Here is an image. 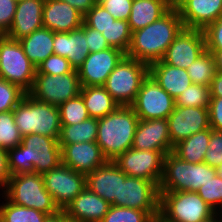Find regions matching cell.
Masks as SVG:
<instances>
[{
    "mask_svg": "<svg viewBox=\"0 0 222 222\" xmlns=\"http://www.w3.org/2000/svg\"><path fill=\"white\" fill-rule=\"evenodd\" d=\"M203 31L206 49H222V14Z\"/></svg>",
    "mask_w": 222,
    "mask_h": 222,
    "instance_id": "cell-45",
    "label": "cell"
},
{
    "mask_svg": "<svg viewBox=\"0 0 222 222\" xmlns=\"http://www.w3.org/2000/svg\"><path fill=\"white\" fill-rule=\"evenodd\" d=\"M148 74L149 65L125 55L103 87L120 106H131Z\"/></svg>",
    "mask_w": 222,
    "mask_h": 222,
    "instance_id": "cell-7",
    "label": "cell"
},
{
    "mask_svg": "<svg viewBox=\"0 0 222 222\" xmlns=\"http://www.w3.org/2000/svg\"><path fill=\"white\" fill-rule=\"evenodd\" d=\"M138 122L139 118L131 106H119L98 119L96 143L108 161H114L132 148Z\"/></svg>",
    "mask_w": 222,
    "mask_h": 222,
    "instance_id": "cell-3",
    "label": "cell"
},
{
    "mask_svg": "<svg viewBox=\"0 0 222 222\" xmlns=\"http://www.w3.org/2000/svg\"><path fill=\"white\" fill-rule=\"evenodd\" d=\"M167 121L173 147L193 134L210 128L208 108L175 106Z\"/></svg>",
    "mask_w": 222,
    "mask_h": 222,
    "instance_id": "cell-16",
    "label": "cell"
},
{
    "mask_svg": "<svg viewBox=\"0 0 222 222\" xmlns=\"http://www.w3.org/2000/svg\"><path fill=\"white\" fill-rule=\"evenodd\" d=\"M83 15L70 4L61 0H45L43 27L53 32H71L83 24Z\"/></svg>",
    "mask_w": 222,
    "mask_h": 222,
    "instance_id": "cell-23",
    "label": "cell"
},
{
    "mask_svg": "<svg viewBox=\"0 0 222 222\" xmlns=\"http://www.w3.org/2000/svg\"><path fill=\"white\" fill-rule=\"evenodd\" d=\"M7 160L11 176L42 175L61 163V147L57 138L30 134L22 137L21 144L7 151Z\"/></svg>",
    "mask_w": 222,
    "mask_h": 222,
    "instance_id": "cell-2",
    "label": "cell"
},
{
    "mask_svg": "<svg viewBox=\"0 0 222 222\" xmlns=\"http://www.w3.org/2000/svg\"><path fill=\"white\" fill-rule=\"evenodd\" d=\"M208 110L210 128L222 131V97H211Z\"/></svg>",
    "mask_w": 222,
    "mask_h": 222,
    "instance_id": "cell-48",
    "label": "cell"
},
{
    "mask_svg": "<svg viewBox=\"0 0 222 222\" xmlns=\"http://www.w3.org/2000/svg\"><path fill=\"white\" fill-rule=\"evenodd\" d=\"M151 222H168V221H166L162 216L158 214L152 217Z\"/></svg>",
    "mask_w": 222,
    "mask_h": 222,
    "instance_id": "cell-56",
    "label": "cell"
},
{
    "mask_svg": "<svg viewBox=\"0 0 222 222\" xmlns=\"http://www.w3.org/2000/svg\"><path fill=\"white\" fill-rule=\"evenodd\" d=\"M98 119L88 118L74 125H61L59 145L81 142H96Z\"/></svg>",
    "mask_w": 222,
    "mask_h": 222,
    "instance_id": "cell-31",
    "label": "cell"
},
{
    "mask_svg": "<svg viewBox=\"0 0 222 222\" xmlns=\"http://www.w3.org/2000/svg\"><path fill=\"white\" fill-rule=\"evenodd\" d=\"M61 125H74L90 118L85 102L79 94L59 106Z\"/></svg>",
    "mask_w": 222,
    "mask_h": 222,
    "instance_id": "cell-35",
    "label": "cell"
},
{
    "mask_svg": "<svg viewBox=\"0 0 222 222\" xmlns=\"http://www.w3.org/2000/svg\"><path fill=\"white\" fill-rule=\"evenodd\" d=\"M15 1L18 3V2H21V1H25V0H15Z\"/></svg>",
    "mask_w": 222,
    "mask_h": 222,
    "instance_id": "cell-60",
    "label": "cell"
},
{
    "mask_svg": "<svg viewBox=\"0 0 222 222\" xmlns=\"http://www.w3.org/2000/svg\"><path fill=\"white\" fill-rule=\"evenodd\" d=\"M199 222H220L219 219L217 218L216 214L214 213L212 216H210L209 218H206L202 221Z\"/></svg>",
    "mask_w": 222,
    "mask_h": 222,
    "instance_id": "cell-55",
    "label": "cell"
},
{
    "mask_svg": "<svg viewBox=\"0 0 222 222\" xmlns=\"http://www.w3.org/2000/svg\"><path fill=\"white\" fill-rule=\"evenodd\" d=\"M60 147L61 163L85 175L108 161L96 142L73 143Z\"/></svg>",
    "mask_w": 222,
    "mask_h": 222,
    "instance_id": "cell-20",
    "label": "cell"
},
{
    "mask_svg": "<svg viewBox=\"0 0 222 222\" xmlns=\"http://www.w3.org/2000/svg\"><path fill=\"white\" fill-rule=\"evenodd\" d=\"M149 74L174 99L192 84L185 69L165 64L162 60L149 65Z\"/></svg>",
    "mask_w": 222,
    "mask_h": 222,
    "instance_id": "cell-26",
    "label": "cell"
},
{
    "mask_svg": "<svg viewBox=\"0 0 222 222\" xmlns=\"http://www.w3.org/2000/svg\"><path fill=\"white\" fill-rule=\"evenodd\" d=\"M64 222H82V221L69 218V217L66 216L65 213H64Z\"/></svg>",
    "mask_w": 222,
    "mask_h": 222,
    "instance_id": "cell-57",
    "label": "cell"
},
{
    "mask_svg": "<svg viewBox=\"0 0 222 222\" xmlns=\"http://www.w3.org/2000/svg\"><path fill=\"white\" fill-rule=\"evenodd\" d=\"M216 175V168L203 163H190L181 160L173 152L164 156L163 176L159 191L197 190Z\"/></svg>",
    "mask_w": 222,
    "mask_h": 222,
    "instance_id": "cell-5",
    "label": "cell"
},
{
    "mask_svg": "<svg viewBox=\"0 0 222 222\" xmlns=\"http://www.w3.org/2000/svg\"><path fill=\"white\" fill-rule=\"evenodd\" d=\"M2 194L11 203L33 208L48 215L60 211L51 194L45 189L42 175L37 173L11 176Z\"/></svg>",
    "mask_w": 222,
    "mask_h": 222,
    "instance_id": "cell-6",
    "label": "cell"
},
{
    "mask_svg": "<svg viewBox=\"0 0 222 222\" xmlns=\"http://www.w3.org/2000/svg\"><path fill=\"white\" fill-rule=\"evenodd\" d=\"M80 95L89 116L95 119L105 117L120 106L103 86H81Z\"/></svg>",
    "mask_w": 222,
    "mask_h": 222,
    "instance_id": "cell-29",
    "label": "cell"
},
{
    "mask_svg": "<svg viewBox=\"0 0 222 222\" xmlns=\"http://www.w3.org/2000/svg\"><path fill=\"white\" fill-rule=\"evenodd\" d=\"M45 0H25L17 3L13 23L5 34L13 40L30 35L43 28V6Z\"/></svg>",
    "mask_w": 222,
    "mask_h": 222,
    "instance_id": "cell-24",
    "label": "cell"
},
{
    "mask_svg": "<svg viewBox=\"0 0 222 222\" xmlns=\"http://www.w3.org/2000/svg\"><path fill=\"white\" fill-rule=\"evenodd\" d=\"M159 193V215L168 222H199L214 214V209L197 192Z\"/></svg>",
    "mask_w": 222,
    "mask_h": 222,
    "instance_id": "cell-8",
    "label": "cell"
},
{
    "mask_svg": "<svg viewBox=\"0 0 222 222\" xmlns=\"http://www.w3.org/2000/svg\"><path fill=\"white\" fill-rule=\"evenodd\" d=\"M35 74L36 67L25 55L19 41L0 35V78L17 85L27 94Z\"/></svg>",
    "mask_w": 222,
    "mask_h": 222,
    "instance_id": "cell-9",
    "label": "cell"
},
{
    "mask_svg": "<svg viewBox=\"0 0 222 222\" xmlns=\"http://www.w3.org/2000/svg\"><path fill=\"white\" fill-rule=\"evenodd\" d=\"M114 21V17L99 3H96L83 17V22L88 27L101 33Z\"/></svg>",
    "mask_w": 222,
    "mask_h": 222,
    "instance_id": "cell-40",
    "label": "cell"
},
{
    "mask_svg": "<svg viewBox=\"0 0 222 222\" xmlns=\"http://www.w3.org/2000/svg\"><path fill=\"white\" fill-rule=\"evenodd\" d=\"M204 156V162L212 168L222 163V131L210 128V141Z\"/></svg>",
    "mask_w": 222,
    "mask_h": 222,
    "instance_id": "cell-43",
    "label": "cell"
},
{
    "mask_svg": "<svg viewBox=\"0 0 222 222\" xmlns=\"http://www.w3.org/2000/svg\"><path fill=\"white\" fill-rule=\"evenodd\" d=\"M151 219L146 211L111 205L101 222H151Z\"/></svg>",
    "mask_w": 222,
    "mask_h": 222,
    "instance_id": "cell-38",
    "label": "cell"
},
{
    "mask_svg": "<svg viewBox=\"0 0 222 222\" xmlns=\"http://www.w3.org/2000/svg\"><path fill=\"white\" fill-rule=\"evenodd\" d=\"M216 174L222 178V163L216 168Z\"/></svg>",
    "mask_w": 222,
    "mask_h": 222,
    "instance_id": "cell-58",
    "label": "cell"
},
{
    "mask_svg": "<svg viewBox=\"0 0 222 222\" xmlns=\"http://www.w3.org/2000/svg\"><path fill=\"white\" fill-rule=\"evenodd\" d=\"M54 54L69 60L71 67L78 70L90 54L85 34V23L71 32H54Z\"/></svg>",
    "mask_w": 222,
    "mask_h": 222,
    "instance_id": "cell-22",
    "label": "cell"
},
{
    "mask_svg": "<svg viewBox=\"0 0 222 222\" xmlns=\"http://www.w3.org/2000/svg\"><path fill=\"white\" fill-rule=\"evenodd\" d=\"M133 0H101L99 2L115 20H129Z\"/></svg>",
    "mask_w": 222,
    "mask_h": 222,
    "instance_id": "cell-44",
    "label": "cell"
},
{
    "mask_svg": "<svg viewBox=\"0 0 222 222\" xmlns=\"http://www.w3.org/2000/svg\"><path fill=\"white\" fill-rule=\"evenodd\" d=\"M26 93L17 85L0 78V112H10Z\"/></svg>",
    "mask_w": 222,
    "mask_h": 222,
    "instance_id": "cell-39",
    "label": "cell"
},
{
    "mask_svg": "<svg viewBox=\"0 0 222 222\" xmlns=\"http://www.w3.org/2000/svg\"><path fill=\"white\" fill-rule=\"evenodd\" d=\"M197 193L215 210L222 203V178L216 174L206 184L201 186Z\"/></svg>",
    "mask_w": 222,
    "mask_h": 222,
    "instance_id": "cell-41",
    "label": "cell"
},
{
    "mask_svg": "<svg viewBox=\"0 0 222 222\" xmlns=\"http://www.w3.org/2000/svg\"><path fill=\"white\" fill-rule=\"evenodd\" d=\"M0 196L4 199L0 203V218L2 222H44L48 216V214L33 208L11 203L2 193H0Z\"/></svg>",
    "mask_w": 222,
    "mask_h": 222,
    "instance_id": "cell-32",
    "label": "cell"
},
{
    "mask_svg": "<svg viewBox=\"0 0 222 222\" xmlns=\"http://www.w3.org/2000/svg\"><path fill=\"white\" fill-rule=\"evenodd\" d=\"M74 69L69 60L60 55H50L46 60L36 67V73L48 75H60L71 73Z\"/></svg>",
    "mask_w": 222,
    "mask_h": 222,
    "instance_id": "cell-42",
    "label": "cell"
},
{
    "mask_svg": "<svg viewBox=\"0 0 222 222\" xmlns=\"http://www.w3.org/2000/svg\"><path fill=\"white\" fill-rule=\"evenodd\" d=\"M126 176L113 161H107L86 174V187L111 205L119 206L121 180Z\"/></svg>",
    "mask_w": 222,
    "mask_h": 222,
    "instance_id": "cell-18",
    "label": "cell"
},
{
    "mask_svg": "<svg viewBox=\"0 0 222 222\" xmlns=\"http://www.w3.org/2000/svg\"><path fill=\"white\" fill-rule=\"evenodd\" d=\"M159 187L152 181L126 176L121 180L120 207L148 212L152 217L159 214Z\"/></svg>",
    "mask_w": 222,
    "mask_h": 222,
    "instance_id": "cell-14",
    "label": "cell"
},
{
    "mask_svg": "<svg viewBox=\"0 0 222 222\" xmlns=\"http://www.w3.org/2000/svg\"><path fill=\"white\" fill-rule=\"evenodd\" d=\"M131 107L139 120L167 119L175 108V99L148 74Z\"/></svg>",
    "mask_w": 222,
    "mask_h": 222,
    "instance_id": "cell-11",
    "label": "cell"
},
{
    "mask_svg": "<svg viewBox=\"0 0 222 222\" xmlns=\"http://www.w3.org/2000/svg\"><path fill=\"white\" fill-rule=\"evenodd\" d=\"M210 141V128L193 134L174 146L173 153L190 163H203Z\"/></svg>",
    "mask_w": 222,
    "mask_h": 222,
    "instance_id": "cell-30",
    "label": "cell"
},
{
    "mask_svg": "<svg viewBox=\"0 0 222 222\" xmlns=\"http://www.w3.org/2000/svg\"><path fill=\"white\" fill-rule=\"evenodd\" d=\"M22 135L15 124L13 111L0 112V148L8 151L21 144Z\"/></svg>",
    "mask_w": 222,
    "mask_h": 222,
    "instance_id": "cell-36",
    "label": "cell"
},
{
    "mask_svg": "<svg viewBox=\"0 0 222 222\" xmlns=\"http://www.w3.org/2000/svg\"><path fill=\"white\" fill-rule=\"evenodd\" d=\"M213 54L216 71L222 73V49H206Z\"/></svg>",
    "mask_w": 222,
    "mask_h": 222,
    "instance_id": "cell-52",
    "label": "cell"
},
{
    "mask_svg": "<svg viewBox=\"0 0 222 222\" xmlns=\"http://www.w3.org/2000/svg\"><path fill=\"white\" fill-rule=\"evenodd\" d=\"M205 51L204 31L184 27L167 48L162 61L186 70Z\"/></svg>",
    "mask_w": 222,
    "mask_h": 222,
    "instance_id": "cell-15",
    "label": "cell"
},
{
    "mask_svg": "<svg viewBox=\"0 0 222 222\" xmlns=\"http://www.w3.org/2000/svg\"><path fill=\"white\" fill-rule=\"evenodd\" d=\"M70 4L78 10L83 16L96 4L95 0H61Z\"/></svg>",
    "mask_w": 222,
    "mask_h": 222,
    "instance_id": "cell-50",
    "label": "cell"
},
{
    "mask_svg": "<svg viewBox=\"0 0 222 222\" xmlns=\"http://www.w3.org/2000/svg\"><path fill=\"white\" fill-rule=\"evenodd\" d=\"M81 84L77 70L68 74L48 75L36 73L32 88L27 93L42 103L60 106L80 94Z\"/></svg>",
    "mask_w": 222,
    "mask_h": 222,
    "instance_id": "cell-10",
    "label": "cell"
},
{
    "mask_svg": "<svg viewBox=\"0 0 222 222\" xmlns=\"http://www.w3.org/2000/svg\"><path fill=\"white\" fill-rule=\"evenodd\" d=\"M111 204L87 187L63 210L69 218L82 222H101Z\"/></svg>",
    "mask_w": 222,
    "mask_h": 222,
    "instance_id": "cell-25",
    "label": "cell"
},
{
    "mask_svg": "<svg viewBox=\"0 0 222 222\" xmlns=\"http://www.w3.org/2000/svg\"><path fill=\"white\" fill-rule=\"evenodd\" d=\"M13 116L22 137L30 134H41L57 139L60 137L58 106L42 103L25 94L13 109Z\"/></svg>",
    "mask_w": 222,
    "mask_h": 222,
    "instance_id": "cell-4",
    "label": "cell"
},
{
    "mask_svg": "<svg viewBox=\"0 0 222 222\" xmlns=\"http://www.w3.org/2000/svg\"><path fill=\"white\" fill-rule=\"evenodd\" d=\"M125 55V52L115 47L90 53L77 70L81 86H103Z\"/></svg>",
    "mask_w": 222,
    "mask_h": 222,
    "instance_id": "cell-17",
    "label": "cell"
},
{
    "mask_svg": "<svg viewBox=\"0 0 222 222\" xmlns=\"http://www.w3.org/2000/svg\"><path fill=\"white\" fill-rule=\"evenodd\" d=\"M210 98V86L192 83L175 99V106L208 108Z\"/></svg>",
    "mask_w": 222,
    "mask_h": 222,
    "instance_id": "cell-34",
    "label": "cell"
},
{
    "mask_svg": "<svg viewBox=\"0 0 222 222\" xmlns=\"http://www.w3.org/2000/svg\"><path fill=\"white\" fill-rule=\"evenodd\" d=\"M44 222H64V211L60 210L56 214L48 215Z\"/></svg>",
    "mask_w": 222,
    "mask_h": 222,
    "instance_id": "cell-53",
    "label": "cell"
},
{
    "mask_svg": "<svg viewBox=\"0 0 222 222\" xmlns=\"http://www.w3.org/2000/svg\"><path fill=\"white\" fill-rule=\"evenodd\" d=\"M45 189L60 210L86 188V175L60 163L55 169L42 174Z\"/></svg>",
    "mask_w": 222,
    "mask_h": 222,
    "instance_id": "cell-13",
    "label": "cell"
},
{
    "mask_svg": "<svg viewBox=\"0 0 222 222\" xmlns=\"http://www.w3.org/2000/svg\"><path fill=\"white\" fill-rule=\"evenodd\" d=\"M53 39L54 32L43 27L18 41L30 62L37 67L50 55L54 54Z\"/></svg>",
    "mask_w": 222,
    "mask_h": 222,
    "instance_id": "cell-28",
    "label": "cell"
},
{
    "mask_svg": "<svg viewBox=\"0 0 222 222\" xmlns=\"http://www.w3.org/2000/svg\"><path fill=\"white\" fill-rule=\"evenodd\" d=\"M175 8L185 28L204 30L222 14V0H181Z\"/></svg>",
    "mask_w": 222,
    "mask_h": 222,
    "instance_id": "cell-21",
    "label": "cell"
},
{
    "mask_svg": "<svg viewBox=\"0 0 222 222\" xmlns=\"http://www.w3.org/2000/svg\"><path fill=\"white\" fill-rule=\"evenodd\" d=\"M164 156L161 151L130 148L113 162L127 176L152 181L159 187L163 176Z\"/></svg>",
    "mask_w": 222,
    "mask_h": 222,
    "instance_id": "cell-12",
    "label": "cell"
},
{
    "mask_svg": "<svg viewBox=\"0 0 222 222\" xmlns=\"http://www.w3.org/2000/svg\"><path fill=\"white\" fill-rule=\"evenodd\" d=\"M132 148L161 151L164 155L173 152L167 119L139 120Z\"/></svg>",
    "mask_w": 222,
    "mask_h": 222,
    "instance_id": "cell-19",
    "label": "cell"
},
{
    "mask_svg": "<svg viewBox=\"0 0 222 222\" xmlns=\"http://www.w3.org/2000/svg\"><path fill=\"white\" fill-rule=\"evenodd\" d=\"M183 28L179 13L173 6L160 19L132 32L126 55L147 65L160 61Z\"/></svg>",
    "mask_w": 222,
    "mask_h": 222,
    "instance_id": "cell-1",
    "label": "cell"
},
{
    "mask_svg": "<svg viewBox=\"0 0 222 222\" xmlns=\"http://www.w3.org/2000/svg\"><path fill=\"white\" fill-rule=\"evenodd\" d=\"M85 34L90 53L99 52L111 47L101 32L88 27L86 24Z\"/></svg>",
    "mask_w": 222,
    "mask_h": 222,
    "instance_id": "cell-47",
    "label": "cell"
},
{
    "mask_svg": "<svg viewBox=\"0 0 222 222\" xmlns=\"http://www.w3.org/2000/svg\"><path fill=\"white\" fill-rule=\"evenodd\" d=\"M181 0H170L172 6H176Z\"/></svg>",
    "mask_w": 222,
    "mask_h": 222,
    "instance_id": "cell-59",
    "label": "cell"
},
{
    "mask_svg": "<svg viewBox=\"0 0 222 222\" xmlns=\"http://www.w3.org/2000/svg\"><path fill=\"white\" fill-rule=\"evenodd\" d=\"M11 177L8 169L7 151L0 148V190L6 188L8 180Z\"/></svg>",
    "mask_w": 222,
    "mask_h": 222,
    "instance_id": "cell-49",
    "label": "cell"
},
{
    "mask_svg": "<svg viewBox=\"0 0 222 222\" xmlns=\"http://www.w3.org/2000/svg\"><path fill=\"white\" fill-rule=\"evenodd\" d=\"M186 71L192 83L210 86L217 72L213 54L206 50L186 69Z\"/></svg>",
    "mask_w": 222,
    "mask_h": 222,
    "instance_id": "cell-33",
    "label": "cell"
},
{
    "mask_svg": "<svg viewBox=\"0 0 222 222\" xmlns=\"http://www.w3.org/2000/svg\"><path fill=\"white\" fill-rule=\"evenodd\" d=\"M16 7L17 2L15 0H0V35H5L10 29Z\"/></svg>",
    "mask_w": 222,
    "mask_h": 222,
    "instance_id": "cell-46",
    "label": "cell"
},
{
    "mask_svg": "<svg viewBox=\"0 0 222 222\" xmlns=\"http://www.w3.org/2000/svg\"><path fill=\"white\" fill-rule=\"evenodd\" d=\"M210 96L222 97V73H215L210 84Z\"/></svg>",
    "mask_w": 222,
    "mask_h": 222,
    "instance_id": "cell-51",
    "label": "cell"
},
{
    "mask_svg": "<svg viewBox=\"0 0 222 222\" xmlns=\"http://www.w3.org/2000/svg\"><path fill=\"white\" fill-rule=\"evenodd\" d=\"M102 35L107 40L111 47L118 48L123 52H127L130 43L132 32L129 23L126 20H115Z\"/></svg>",
    "mask_w": 222,
    "mask_h": 222,
    "instance_id": "cell-37",
    "label": "cell"
},
{
    "mask_svg": "<svg viewBox=\"0 0 222 222\" xmlns=\"http://www.w3.org/2000/svg\"><path fill=\"white\" fill-rule=\"evenodd\" d=\"M214 213L216 214L219 221L222 222V203L214 210Z\"/></svg>",
    "mask_w": 222,
    "mask_h": 222,
    "instance_id": "cell-54",
    "label": "cell"
},
{
    "mask_svg": "<svg viewBox=\"0 0 222 222\" xmlns=\"http://www.w3.org/2000/svg\"><path fill=\"white\" fill-rule=\"evenodd\" d=\"M172 7L170 0H133L128 20L131 32L160 19Z\"/></svg>",
    "mask_w": 222,
    "mask_h": 222,
    "instance_id": "cell-27",
    "label": "cell"
}]
</instances>
